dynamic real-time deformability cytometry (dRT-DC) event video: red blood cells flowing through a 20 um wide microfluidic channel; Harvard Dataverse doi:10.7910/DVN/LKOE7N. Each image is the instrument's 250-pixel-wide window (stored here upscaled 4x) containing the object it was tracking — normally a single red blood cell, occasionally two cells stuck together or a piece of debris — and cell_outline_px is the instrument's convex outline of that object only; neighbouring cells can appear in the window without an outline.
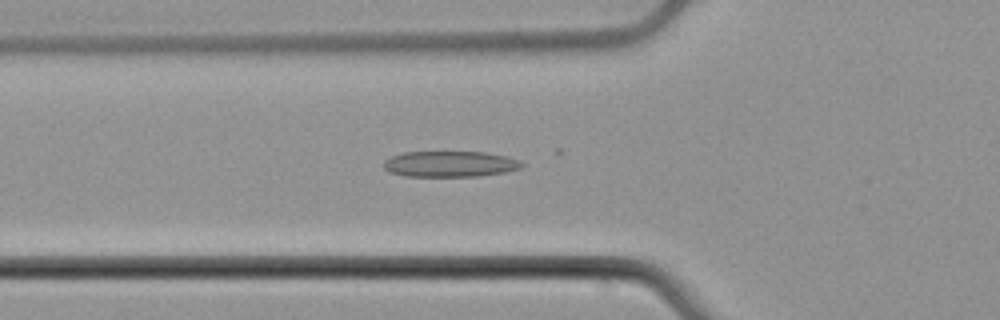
{"species": "common noctule bat (a hibernating species)", "species_latin": "Nyctalus noctula", "temperature_condition": "cold", "stored_images_in_passage": 42, "camera_frame_rate_fps": 3000, "um_per_image_px": 0.085, "animal": {"sex": "male", "body_mass_g": 21.5, "forearm_length_mm": 52.0}, "frame": {"image": 1, "passage_image": 14, "time_ms": 4.333, "image_size_px": [1000, 320], "cell_outline_px": [[524, 164], [520, 168], [504, 172], [480, 176], [404, 176], [388, 172], [384, 168], [384, 160], [392, 156], [404, 152], [484, 152], [504, 156], [516, 160]], "centroid_in_image_um": [38.19, 13.94], "position_along_channel_um": 87.6, "area_um2": 20.63}}
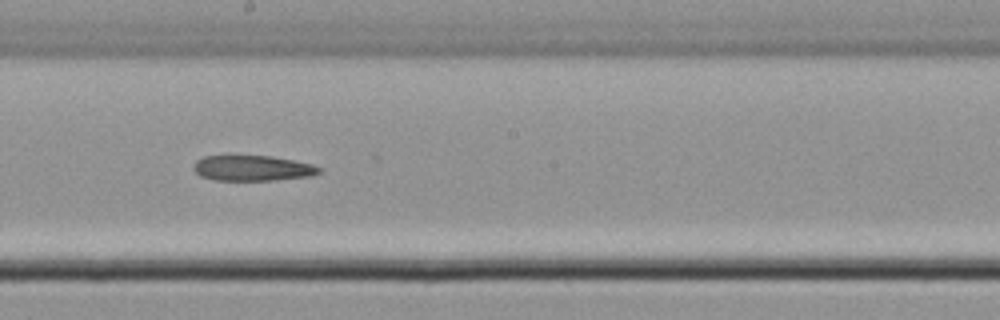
{"frame": {"image": 2, "passage_image": 25, "time_ms": 8.0, "image_size_px": [1000, 320], "cell_outline_px": [[320, 172], [312, 176], [272, 180], [216, 180], [200, 176], [192, 168], [196, 160], [204, 156], [224, 152], [232, 152], [272, 156], [312, 164], [320, 168]], "centroid_in_image_um": [21.36, 14.23], "position_along_channel_um": 226.8, "area_um2": 19.59}}
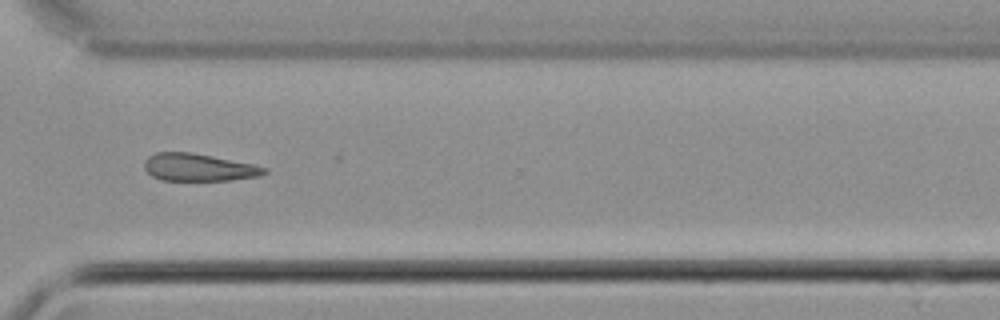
{"frame": {"image": 3, "passage_image": 35, "time_ms": 11.333, "image_size_px": [1000, 320], "cell_outline_px": [[268, 172], [260, 176], [232, 180], [160, 180], [152, 176], [144, 168], [144, 160], [148, 156], [156, 152], [192, 152], [252, 164], [268, 168]], "centroid_in_image_um": [16.87, 14.22], "position_along_channel_um": 353.7, "area_um2": 19.25}, "authors_computed_cell_mechanics": {"area_um2": 20.3456, "velocity_mm_per_s": 3.7993, "shape_relaxation_time_tau1_ms": 10.589, "shape_relaxation_time_tau2_ms": null, "deformation_change_tau1": 0.1014, "deformation_change_tau2": null}}